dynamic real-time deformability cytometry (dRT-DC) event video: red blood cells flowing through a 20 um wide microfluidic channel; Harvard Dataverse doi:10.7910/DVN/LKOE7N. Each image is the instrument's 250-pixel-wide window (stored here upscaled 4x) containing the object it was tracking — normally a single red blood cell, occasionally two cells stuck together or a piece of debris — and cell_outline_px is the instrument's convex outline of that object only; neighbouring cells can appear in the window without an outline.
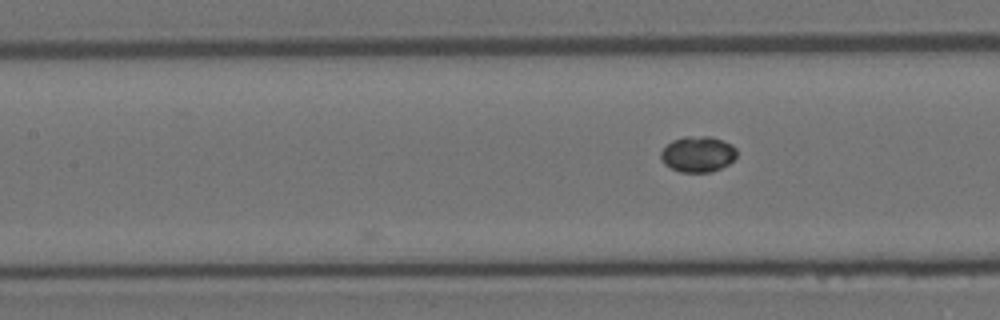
{"species": "Egyptian fruit bat (a non-hibernating species)", "species_latin": "Rousettus aegyptiacus", "temperature_condition": "room temperature", "stored_images_in_passage": 8, "camera_frame_rate_fps": 3000, "um_per_image_px": 0.085, "animal": {"sex": "female"}, "frame": {"image": 1, "passage_image": 8, "time_ms": 2.333, "image_size_px": [1000, 320], "cell_outline_px": [[736, 156], [728, 164], [712, 172], [680, 172], [664, 164], [660, 156], [660, 152], [672, 140], [684, 136], [712, 136], [724, 140], [732, 144], [736, 148]], "centroid_in_image_um": [59.32, 13.08], "position_along_channel_um": 148.1, "area_um2": 15.95}}